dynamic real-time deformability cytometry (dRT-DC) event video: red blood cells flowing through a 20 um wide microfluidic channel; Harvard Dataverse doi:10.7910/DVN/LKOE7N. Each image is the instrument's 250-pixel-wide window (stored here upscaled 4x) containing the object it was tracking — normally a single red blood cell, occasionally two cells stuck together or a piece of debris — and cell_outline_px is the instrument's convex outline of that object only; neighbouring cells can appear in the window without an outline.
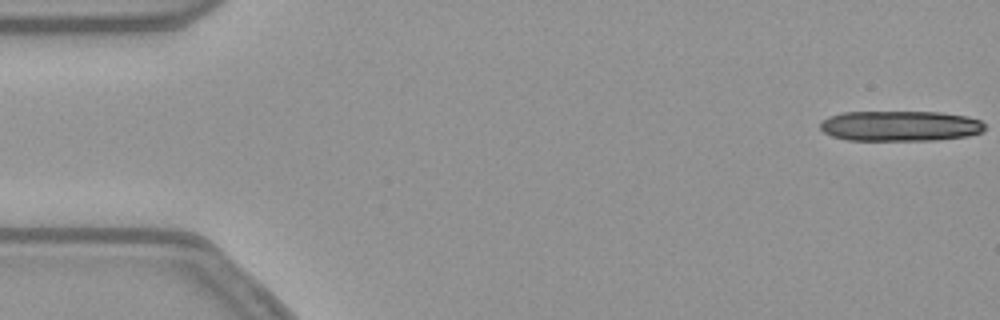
{"species": "common noctule bat (a hibernating species)", "species_latin": "Nyctalus noctula", "temperature_condition": "warm", "stored_images_in_passage": 14, "camera_frame_rate_fps": 3000, "um_per_image_px": 0.085, "animal": {"sex": "female", "body_mass_g": 21.9}, "frame": {"image": 1, "passage_image": 1, "time_ms": 0.0, "image_size_px": [1000, 320], "cell_outline_px": [[984, 128], [980, 132], [968, 136], [936, 140], [848, 140], [832, 136], [824, 132], [820, 128], [820, 120], [828, 116], [844, 112], [940, 112], [968, 116], [980, 120], [984, 124]], "centroid_in_image_um": [76.49, 10.7], "position_along_channel_um": 8.5, "area_um2": 29.25}}